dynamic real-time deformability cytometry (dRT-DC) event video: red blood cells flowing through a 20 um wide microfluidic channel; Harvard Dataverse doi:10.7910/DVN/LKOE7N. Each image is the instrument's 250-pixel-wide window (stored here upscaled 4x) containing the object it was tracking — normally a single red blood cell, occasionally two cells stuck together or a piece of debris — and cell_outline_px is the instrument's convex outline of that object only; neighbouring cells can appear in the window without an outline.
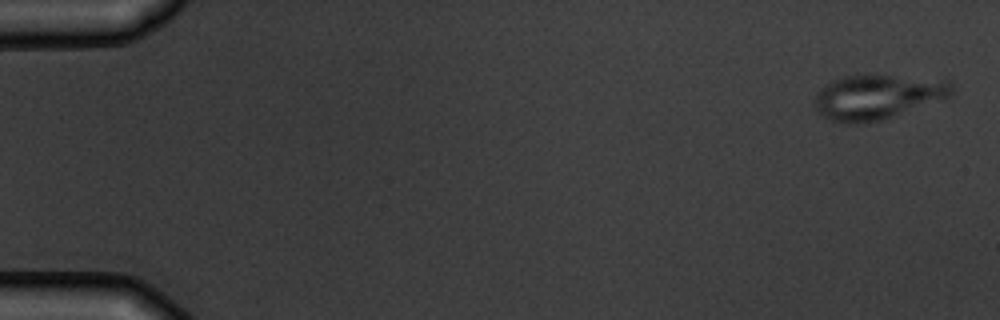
{"species": "common noctule bat (a hibernating species)", "species_latin": "Nyctalus noctula", "temperature_condition": "warm", "stored_images_in_passage": 4, "camera_frame_rate_fps": 3000, "um_per_image_px": 0.085, "animal": {"sex": "male", "body_mass_g": 19.5, "forearm_length_mm": 54.6}, "frame": {"image": 1, "passage_image": 1, "time_ms": 0.0, "image_size_px": [1000, 320], "cell_outline_px": [[952, 92], [948, 96], [880, 120], [856, 124], [844, 124], [820, 116], [816, 112], [816, 92], [824, 84], [832, 80], [844, 76], [868, 72], [872, 72], [952, 80]], "centroid_in_image_um": [74.52, 8.17], "position_along_channel_um": 10.5, "area_um2": 36.36}}